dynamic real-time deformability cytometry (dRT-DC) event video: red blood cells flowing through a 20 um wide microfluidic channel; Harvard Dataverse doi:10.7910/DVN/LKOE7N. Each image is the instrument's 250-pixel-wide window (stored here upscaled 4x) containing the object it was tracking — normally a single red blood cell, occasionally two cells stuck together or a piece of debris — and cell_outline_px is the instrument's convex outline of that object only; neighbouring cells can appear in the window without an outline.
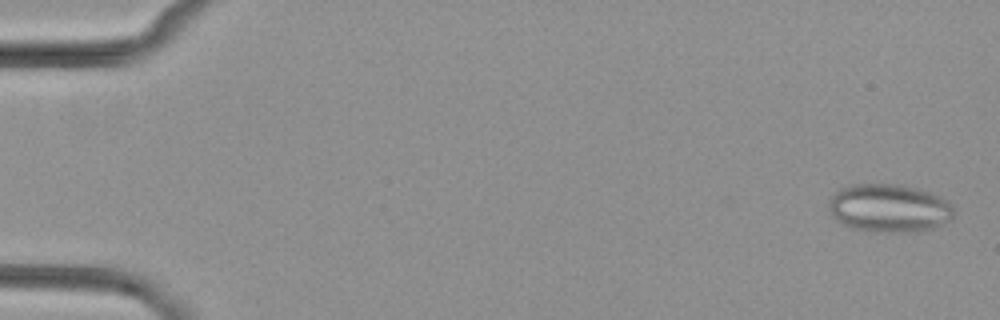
{"species": "common noctule bat (a hibernating species)", "species_latin": "Nyctalus noctula", "temperature_condition": "cold", "stored_images_in_passage": 5, "camera_frame_rate_fps": 3000, "um_per_image_px": 0.085, "animal": {"sex": "female", "body_mass_g": 29.2, "forearm_length_mm": 56.3}, "frame": {"image": 1, "passage_image": 1, "time_ms": 0.0, "image_size_px": [1000, 320], "cell_outline_px": [[952, 216], [948, 220], [932, 228], [916, 232], [872, 232], [852, 228], [836, 220], [828, 208], [828, 200], [840, 188], [852, 184], [904, 184], [940, 196], [952, 208]], "centroid_in_image_um": [75.51, 17.69], "position_along_channel_um": 9.5, "area_um2": 35.03}}